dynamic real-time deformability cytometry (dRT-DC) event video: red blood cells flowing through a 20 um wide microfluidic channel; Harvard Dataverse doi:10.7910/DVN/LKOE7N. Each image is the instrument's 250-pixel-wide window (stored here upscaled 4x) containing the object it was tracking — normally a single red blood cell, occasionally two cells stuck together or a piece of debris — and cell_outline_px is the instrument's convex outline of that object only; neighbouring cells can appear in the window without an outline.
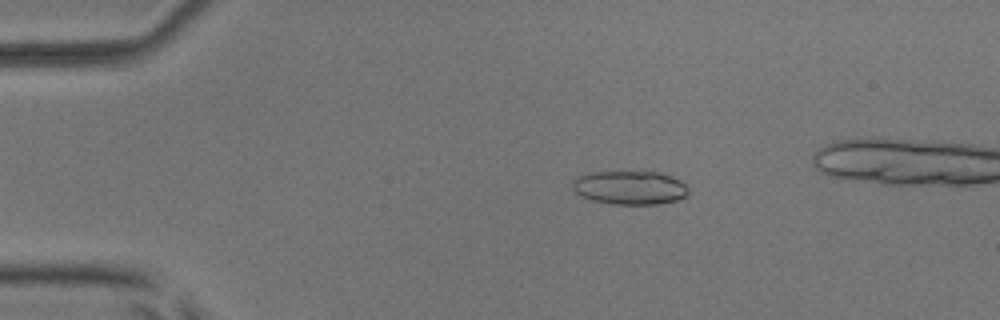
{"species": "common noctule bat (a hibernating species)", "species_latin": "Nyctalus noctula", "temperature_condition": "room temperature", "stored_images_in_passage": 49, "camera_frame_rate_fps": 3000, "um_per_image_px": 0.085, "animal": {"sex": "male", "body_mass_g": 17.9, "forearm_length_mm": 54.2}, "frame": {"image": 1, "passage_image": 11, "time_ms": 3.333, "image_size_px": [1000, 320], "cell_outline_px": [[688, 196], [676, 200], [660, 204], [612, 204], [592, 200], [576, 192], [572, 188], [572, 180], [584, 172], [660, 172], [680, 180], [688, 188]], "centroid_in_image_um": [53.53, 15.94], "position_along_channel_um": 31.5, "area_um2": 22.83}}
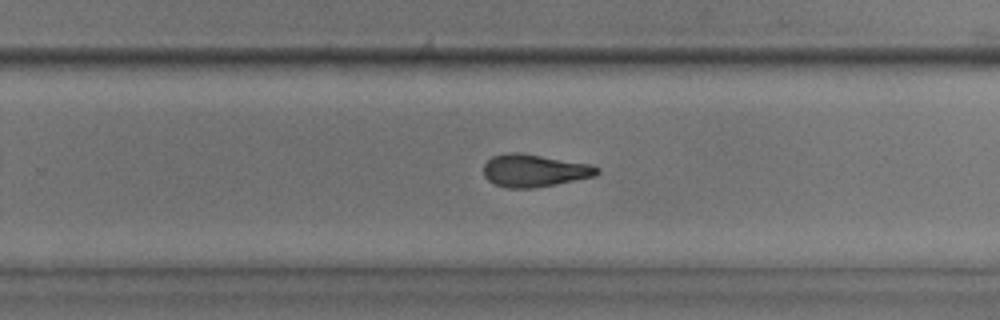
{"frame": {"image": 2, "passage_image": 35, "time_ms": 11.333, "image_size_px": [1000, 320], "cell_outline_px": [[600, 172], [596, 176], [536, 188], [508, 188], [496, 184], [488, 180], [484, 176], [484, 164], [492, 156], [508, 152], [516, 152], [592, 164], [600, 168]], "centroid_in_image_um": [45.44, 14.5], "position_along_channel_um": 284.4, "area_um2": 21.56}}
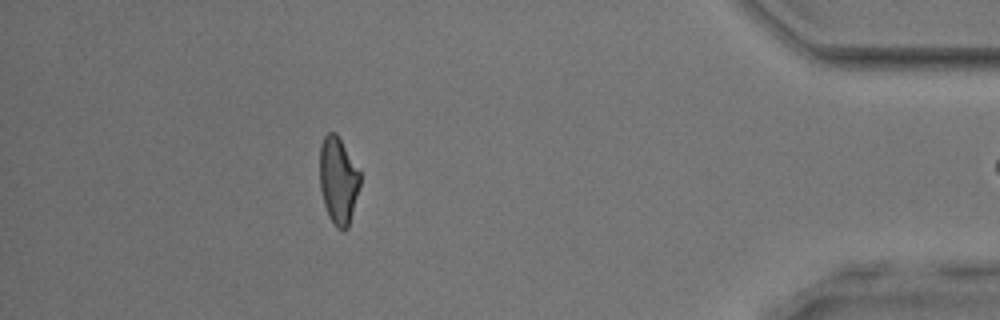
{"frame": {"image": 3, "passage_image": 48, "time_ms": 15.667, "image_size_px": [1000, 320], "cell_outline_px": [[360, 184], [348, 228], [344, 232], [336, 228], [332, 224], [328, 216], [324, 204], [320, 188], [320, 144], [324, 136], [328, 132], [336, 132], [360, 172]], "centroid_in_image_um": [28.74, 15.37], "position_along_channel_um": 406.5, "area_um2": 20.52}}